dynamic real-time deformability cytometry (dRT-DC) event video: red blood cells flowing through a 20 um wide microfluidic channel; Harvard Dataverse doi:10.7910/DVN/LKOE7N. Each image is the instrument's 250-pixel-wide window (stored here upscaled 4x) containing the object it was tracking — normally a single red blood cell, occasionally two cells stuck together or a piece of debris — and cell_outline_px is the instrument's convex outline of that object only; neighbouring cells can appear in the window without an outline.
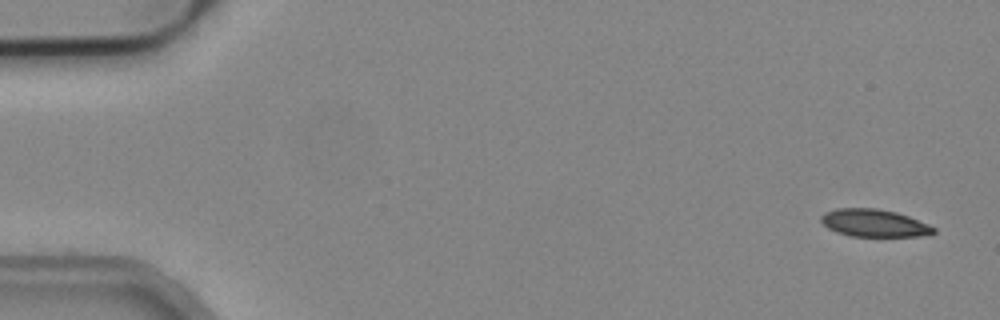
{"species": "common noctule bat (a hibernating species)", "species_latin": "Nyctalus noctula", "temperature_condition": "cold", "stored_images_in_passage": 4, "camera_frame_rate_fps": 3000, "um_per_image_px": 0.085, "animal": {"sex": "male", "body_mass_g": 19.2, "forearm_length_mm": 51.8}, "frame": {"image": 1, "passage_image": 1, "time_ms": 0.0, "image_size_px": [1000, 320], "cell_outline_px": [[936, 232], [928, 236], [848, 236], [836, 232], [828, 228], [820, 220], [820, 216], [824, 212], [836, 208], [876, 208], [896, 212], [908, 216], [928, 224], [936, 228]], "centroid_in_image_um": [74.3, 18.96], "position_along_channel_um": 10.7, "area_um2": 18.21}}
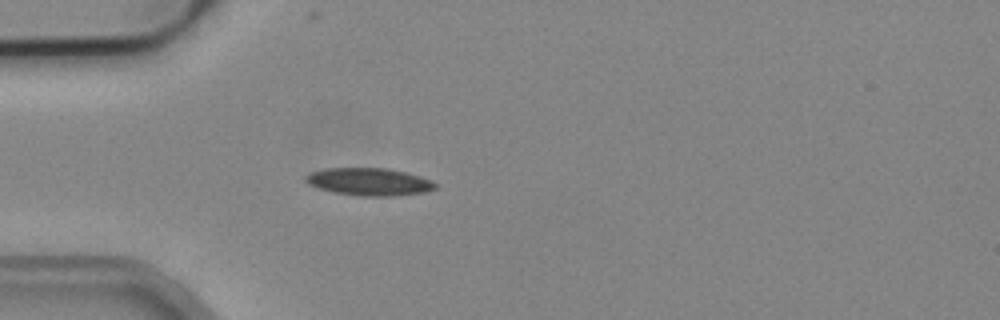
{"frame": {"image": 2, "passage_image": 4, "time_ms": 1.0, "image_size_px": [1000, 320], "cell_outline_px": [[436, 188], [424, 192], [392, 196], [360, 196], [332, 192], [308, 184], [304, 180], [304, 176], [312, 172], [328, 168], [388, 168], [420, 176], [432, 180], [436, 184]], "centroid_in_image_um": [31.37, 15.45], "position_along_channel_um": 53.6, "area_um2": 20.75}}